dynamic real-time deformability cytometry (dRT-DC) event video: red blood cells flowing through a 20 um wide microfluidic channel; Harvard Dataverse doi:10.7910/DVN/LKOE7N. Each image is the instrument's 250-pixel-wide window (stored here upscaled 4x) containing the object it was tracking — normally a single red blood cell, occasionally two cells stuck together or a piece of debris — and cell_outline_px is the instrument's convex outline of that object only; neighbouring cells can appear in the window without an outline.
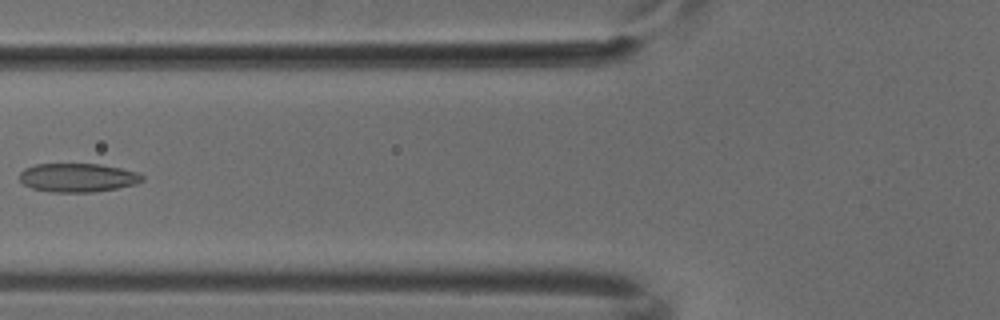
{"species": "common noctule bat (a hibernating species)", "species_latin": "Nyctalus noctula", "temperature_condition": "cold", "stored_images_in_passage": 3, "camera_frame_rate_fps": 3000, "um_per_image_px": 0.085, "animal": {"sex": "male", "body_mass_g": 18.8}, "frame": {"image": 1, "passage_image": 3, "time_ms": 0.667, "image_size_px": [1000, 320], "cell_outline_px": [[144, 180], [136, 184], [116, 188], [92, 192], [52, 192], [32, 188], [24, 184], [20, 180], [20, 172], [24, 168], [36, 164], [100, 164], [120, 168], [136, 172], [144, 176]], "centroid_in_image_um": [6.6, 15.09], "position_along_channel_um": 119.2, "area_um2": 20.46}}